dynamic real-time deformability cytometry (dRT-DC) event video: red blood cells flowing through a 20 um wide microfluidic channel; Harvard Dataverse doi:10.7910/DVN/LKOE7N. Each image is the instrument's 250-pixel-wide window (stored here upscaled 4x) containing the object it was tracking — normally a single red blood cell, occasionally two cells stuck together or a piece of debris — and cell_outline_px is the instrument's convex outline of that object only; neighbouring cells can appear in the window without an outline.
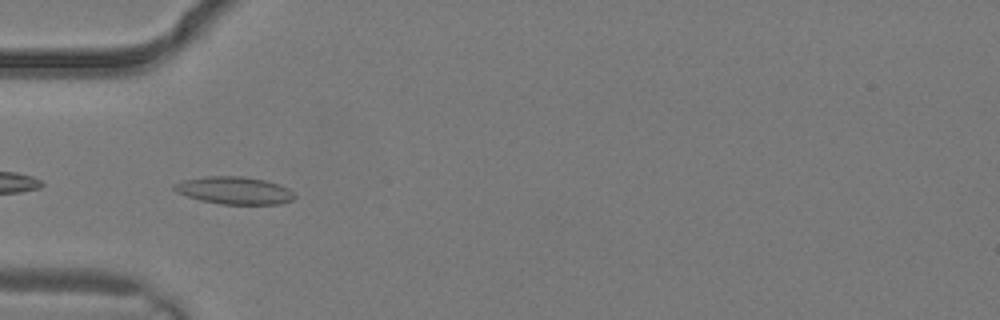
{"species": "common noctule bat (a hibernating species)", "species_latin": "Nyctalus noctula", "temperature_condition": "warm", "stored_images_in_passage": 4, "camera_frame_rate_fps": 3000, "um_per_image_px": 0.085, "animal": {"sex": "male", "body_mass_g": 19.2, "forearm_length_mm": 51.8}, "frame": {"image": 1, "passage_image": 4, "time_ms": 1.0, "image_size_px": [1000, 320], "cell_outline_px": [[296, 196], [292, 200], [280, 204], [220, 204], [200, 200], [176, 192], [172, 188], [172, 184], [184, 180], [204, 176], [244, 176], [264, 180], [280, 184], [288, 188]], "centroid_in_image_um": [19.91, 16.18], "position_along_channel_um": 65.1, "area_um2": 19.36}}